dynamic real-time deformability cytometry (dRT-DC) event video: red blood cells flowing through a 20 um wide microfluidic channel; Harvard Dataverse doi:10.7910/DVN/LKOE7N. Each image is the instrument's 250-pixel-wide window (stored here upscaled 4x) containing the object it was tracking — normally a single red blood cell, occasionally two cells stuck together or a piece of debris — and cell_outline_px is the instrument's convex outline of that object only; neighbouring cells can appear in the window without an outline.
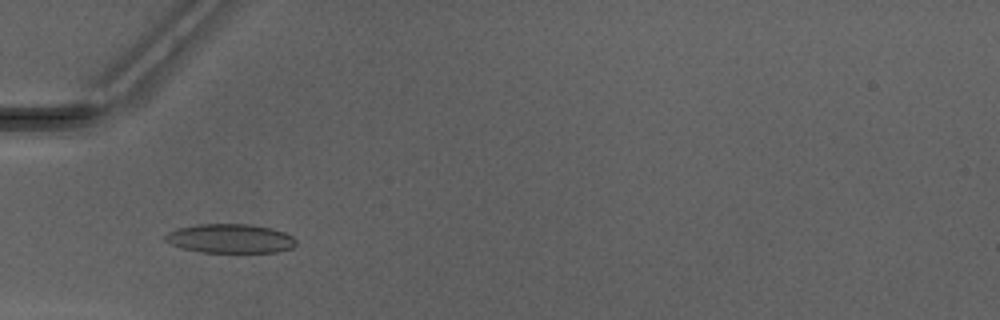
{"species": "Egyptian fruit bat (a non-hibernating species)", "species_latin": "Rousettus aegyptiacus", "temperature_condition": "warm", "stored_images_in_passage": 33, "camera_frame_rate_fps": 3000, "um_per_image_px": 0.085, "animal": {"sex": "male"}, "frame": {"image": 1, "passage_image": 5, "time_ms": 1.333, "image_size_px": [1000, 320], "cell_outline_px": [[296, 244], [292, 248], [276, 252], [200, 252], [180, 248], [164, 240], [164, 236], [168, 232], [180, 228], [196, 224], [252, 224], [272, 228], [284, 232], [292, 236], [296, 240]], "centroid_in_image_um": [19.57, 20.27], "position_along_channel_um": 65.4, "area_um2": 22.25}}
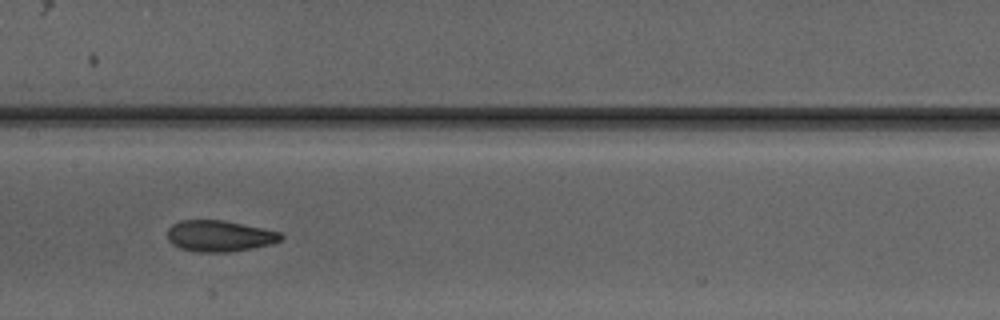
{"frame": {"image": 2, "passage_image": 14, "time_ms": 4.333, "image_size_px": [1000, 320], "cell_outline_px": [[284, 236], [280, 240], [272, 244], [252, 248], [228, 252], [196, 252], [180, 248], [172, 244], [168, 240], [168, 228], [172, 224], [180, 220], [224, 220], [264, 228], [280, 232]], "centroid_in_image_um": [18.65, 20.05], "position_along_channel_um": 188.7, "area_um2": 20.75}}
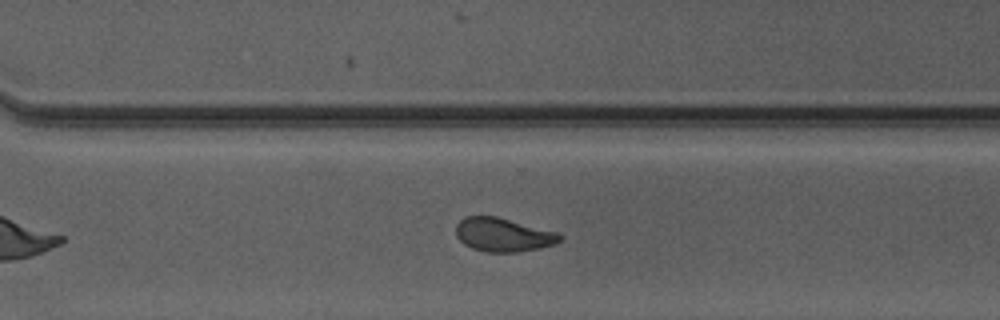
{"frame": {"image": 3, "passage_image": 24, "time_ms": 7.667, "image_size_px": [1000, 320], "cell_outline_px": [[560, 240], [552, 244], [540, 248], [516, 252], [484, 252], [472, 248], [464, 244], [456, 236], [456, 224], [464, 216], [496, 216], [556, 232], [560, 236]], "centroid_in_image_um": [42.7, 19.95], "position_along_channel_um": 327.9, "area_um2": 20.17}, "authors_computed_cell_mechanics": {"area_um2": 20.6924, "velocity_mm_per_s": 4.1793, "shape_relaxation_time_tau1_ms": 3.828, "shape_relaxation_time_tau2_ms": 1.2514, "deformation_change_tau1": 0.1254, "deformation_change_tau2": 0.0754}}